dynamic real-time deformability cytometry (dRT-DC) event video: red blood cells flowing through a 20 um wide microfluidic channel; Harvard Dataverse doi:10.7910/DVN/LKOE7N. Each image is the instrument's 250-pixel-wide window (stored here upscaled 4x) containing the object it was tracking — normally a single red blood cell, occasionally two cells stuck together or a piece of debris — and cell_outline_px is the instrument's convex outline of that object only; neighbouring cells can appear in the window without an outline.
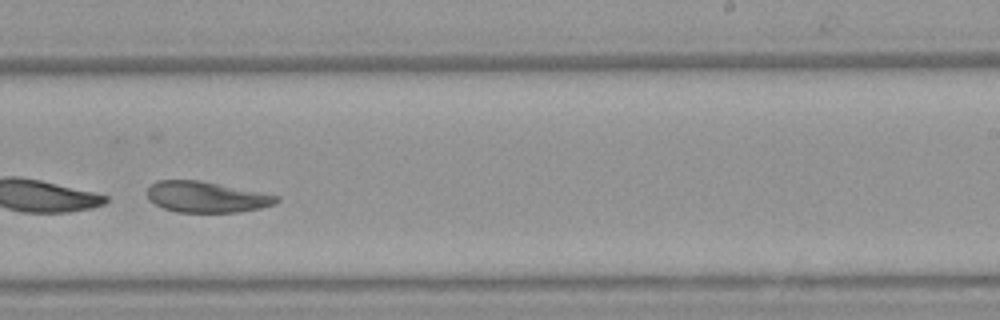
{"species": "Egyptian fruit bat (a non-hibernating species)", "species_latin": "Rousettus aegyptiacus", "temperature_condition": "warm", "stored_images_in_passage": 38, "camera_frame_rate_fps": 3000, "um_per_image_px": 0.085, "animal": {"sex": "female"}, "frame": {"image": 1, "passage_image": 22, "time_ms": 7.0, "image_size_px": [1000, 320], "cell_outline_px": [[280, 200], [276, 204], [260, 208], [240, 212], [176, 212], [164, 208], [148, 200], [148, 188], [156, 180], [200, 180], [280, 196]], "centroid_in_image_um": [17.56, 16.74], "position_along_channel_um": 271.4, "area_um2": 23.29}}